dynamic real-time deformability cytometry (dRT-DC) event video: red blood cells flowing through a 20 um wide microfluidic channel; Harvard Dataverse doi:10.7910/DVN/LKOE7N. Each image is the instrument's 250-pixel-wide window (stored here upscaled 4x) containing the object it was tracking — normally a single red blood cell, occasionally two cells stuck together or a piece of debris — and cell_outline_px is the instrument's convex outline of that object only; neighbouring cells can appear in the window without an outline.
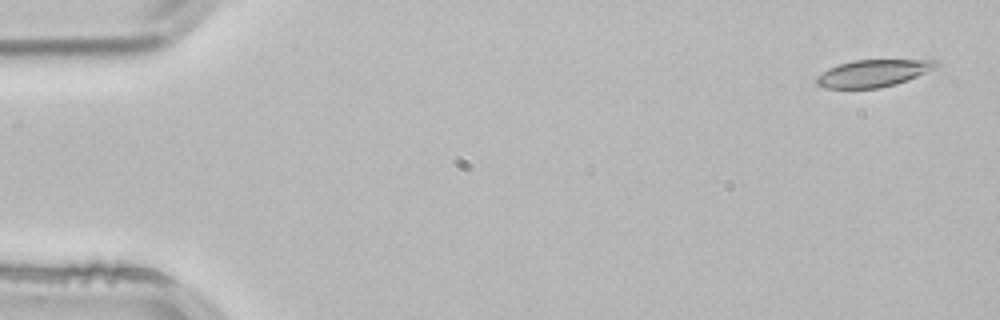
{"species": "common noctule bat (a hibernating species)", "species_latin": "Nyctalus noctula", "temperature_condition": "room temperature", "stored_images_in_passage": 4, "camera_frame_rate_fps": 3000, "um_per_image_px": 0.085, "animal": {"sex": "male", "body_mass_g": 21.5, "forearm_length_mm": 52.0}, "frame": {"image": 1, "passage_image": 1, "time_ms": 0.0, "image_size_px": [1000, 320], "cell_outline_px": [[940, 64], [936, 68], [908, 80], [896, 84], [880, 88], [824, 88], [816, 84], [816, 76], [828, 68], [852, 60], [936, 60]], "centroid_in_image_um": [74.21, 6.23], "position_along_channel_um": 10.8, "area_um2": 18.96}}